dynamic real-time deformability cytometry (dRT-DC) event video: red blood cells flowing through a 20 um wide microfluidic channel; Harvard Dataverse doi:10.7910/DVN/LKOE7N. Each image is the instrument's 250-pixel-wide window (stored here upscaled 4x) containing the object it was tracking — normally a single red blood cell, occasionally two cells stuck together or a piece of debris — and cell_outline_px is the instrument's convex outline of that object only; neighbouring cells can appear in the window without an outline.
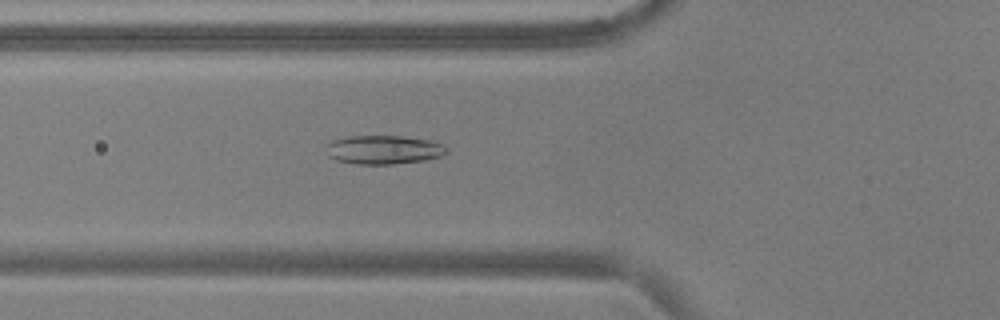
{"species": "common noctule bat (a hibernating species)", "species_latin": "Nyctalus noctula", "temperature_condition": "warm", "stored_images_in_passage": 55, "camera_frame_rate_fps": 3000, "um_per_image_px": 0.085, "animal": {"sex": "male", "body_mass_g": 17.9, "forearm_length_mm": 54.2}, "frame": {"image": 1, "passage_image": 20, "time_ms": 6.333, "image_size_px": [1000, 320], "cell_outline_px": [[448, 152], [440, 156], [424, 160], [392, 164], [360, 164], [336, 160], [328, 156], [328, 144], [332, 140], [348, 136], [400, 136], [432, 140], [444, 144], [448, 148]], "centroid_in_image_um": [32.65, 12.72], "position_along_channel_um": 93.1, "area_um2": 20.17}}
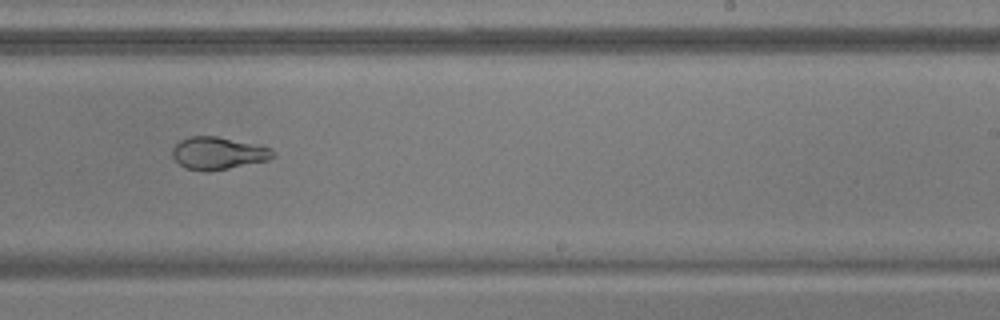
{"frame": {"image": 2, "passage_image": 34, "time_ms": 11.0, "image_size_px": [1000, 320], "cell_outline_px": [[276, 156], [268, 160], [208, 172], [184, 168], [172, 156], [172, 148], [180, 140], [188, 136], [216, 136], [260, 144], [272, 148], [276, 152]], "centroid_in_image_um": [18.57, 13.01], "position_along_channel_um": 270.4, "area_um2": 19.31}}
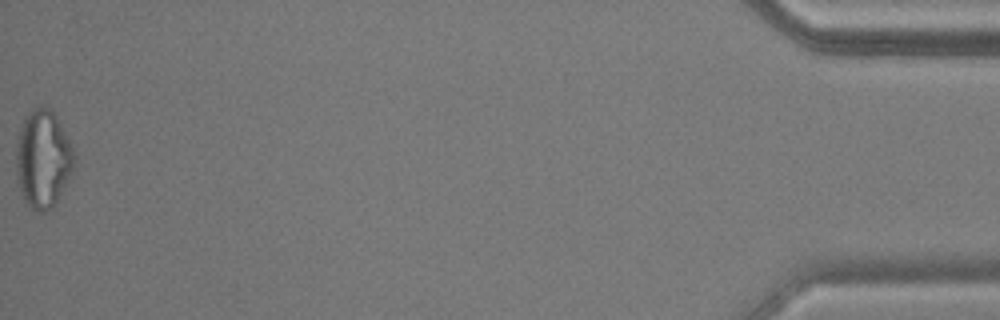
{"frame": {"image": 3, "passage_image": 54, "time_ms": 17.667, "image_size_px": [1000, 320], "cell_outline_px": [[76, 156], [72, 168], [56, 204], [44, 212], [40, 212], [32, 208], [24, 200], [16, 180], [16, 144], [20, 128], [24, 116], [32, 108], [40, 104], [48, 108], [56, 116]], "centroid_in_image_um": [3.61, 13.49], "position_along_channel_um": 431.6, "area_um2": 32.95}}